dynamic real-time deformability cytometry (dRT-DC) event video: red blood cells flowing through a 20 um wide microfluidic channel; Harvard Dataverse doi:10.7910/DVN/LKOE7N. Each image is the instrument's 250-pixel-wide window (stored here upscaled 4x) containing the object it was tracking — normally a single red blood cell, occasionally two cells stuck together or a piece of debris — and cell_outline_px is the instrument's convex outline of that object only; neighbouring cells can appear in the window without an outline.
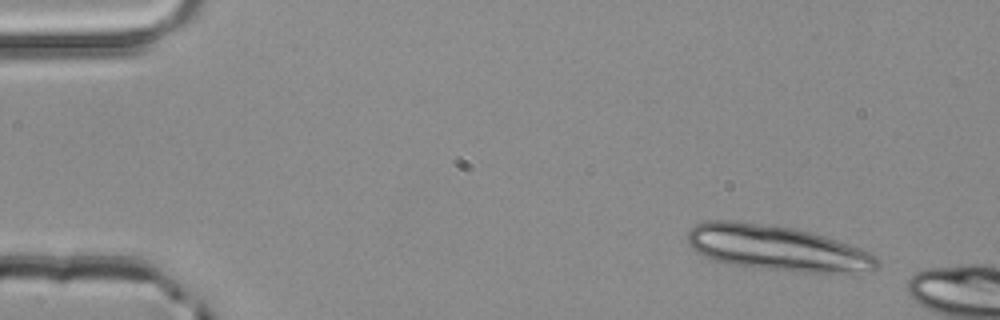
{"species": "common noctule bat (a hibernating species)", "species_latin": "Nyctalus noctula", "temperature_condition": "room temperature", "stored_images_in_passage": 2, "camera_frame_rate_fps": 3000, "um_per_image_px": 0.085, "animal": {"sex": "male", "body_mass_g": 20.4}, "frame": {"image": 1, "passage_image": 1, "time_ms": 0.0, "image_size_px": [1000, 320], "cell_outline_px": [[880, 264], [872, 272], [804, 272], [756, 268], [728, 264], [704, 256], [696, 252], [688, 244], [688, 232], [696, 224], [704, 220], [736, 220], [792, 228], [812, 232], [860, 248], [876, 256], [880, 260]], "centroid_in_image_um": [66.04, 21.09], "position_along_channel_um": 19.0, "area_um2": 50.11}}